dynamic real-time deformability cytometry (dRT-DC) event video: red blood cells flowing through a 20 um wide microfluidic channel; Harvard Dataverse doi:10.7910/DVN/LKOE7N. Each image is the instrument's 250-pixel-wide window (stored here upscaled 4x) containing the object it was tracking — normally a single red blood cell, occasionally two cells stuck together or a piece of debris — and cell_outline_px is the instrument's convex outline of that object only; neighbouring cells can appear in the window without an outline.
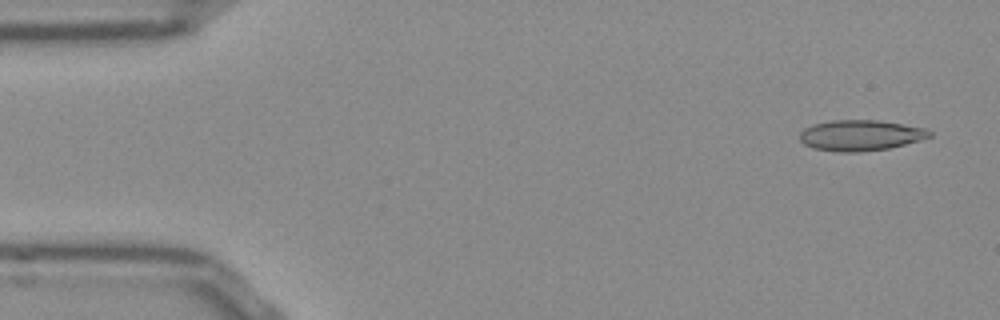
{"species": "Egyptian fruit bat (a non-hibernating species)", "species_latin": "Rousettus aegyptiacus", "temperature_condition": "room temperature", "stored_images_in_passage": 52, "camera_frame_rate_fps": 3000, "um_per_image_px": 0.085, "frame": {"image": 1, "passage_image": 3, "time_ms": 0.667, "image_size_px": [1000, 320], "cell_outline_px": [[932, 136], [920, 140], [888, 148], [860, 152], [836, 152], [812, 148], [804, 144], [800, 140], [800, 132], [804, 128], [812, 124], [832, 120], [880, 120], [928, 128], [932, 132]], "centroid_in_image_um": [73.14, 11.5], "position_along_channel_um": 11.9, "area_um2": 23.47}}
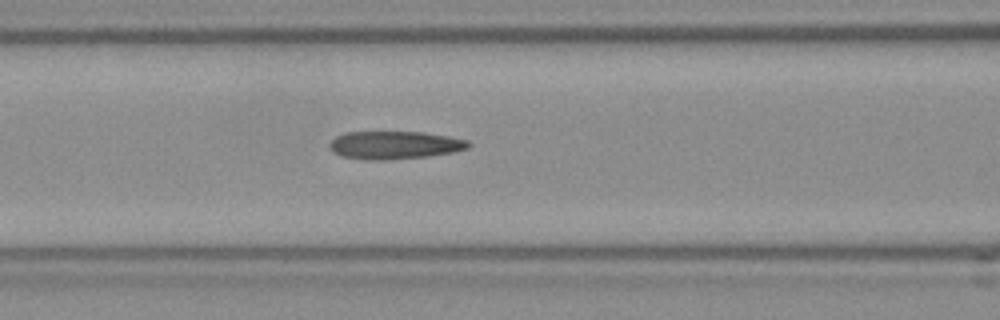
{"frame": {"image": 2, "passage_image": 21, "time_ms": 6.667, "image_size_px": [1000, 320], "cell_outline_px": [[472, 144], [468, 148], [452, 152], [428, 156], [388, 160], [364, 160], [340, 156], [332, 152], [328, 144], [336, 136], [344, 132], [424, 132], [448, 136], [468, 140]], "centroid_in_image_um": [33.51, 12.33], "position_along_channel_um": 133.1, "area_um2": 22.83}}
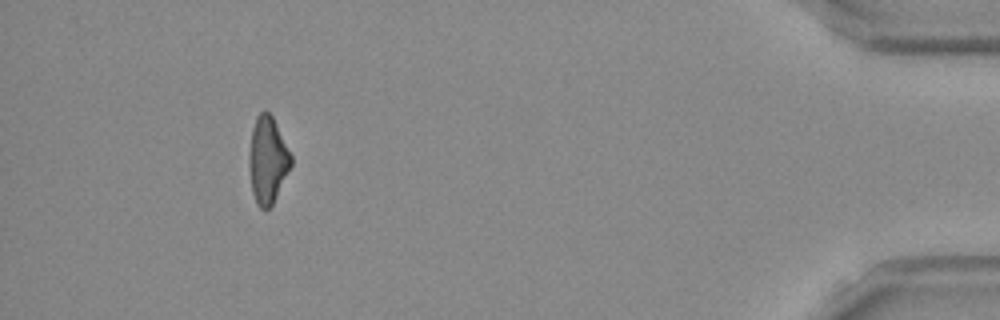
{"frame": {"image": 3, "passage_image": 48, "time_ms": 15.667, "image_size_px": [1000, 320], "cell_outline_px": [[292, 164], [272, 204], [268, 208], [260, 208], [256, 204], [252, 192], [248, 164], [248, 160], [252, 128], [256, 116], [264, 108], [272, 116], [292, 156]], "centroid_in_image_um": [22.72, 13.58], "position_along_channel_um": 412.5, "area_um2": 21.1}, "authors_computed_cell_mechanics": {"area_um2": 22.5709, "velocity_mm_per_s": 3.8576, "shape_relaxation_time_tau1_ms": null, "shape_relaxation_time_tau2_ms": 2.8114, "deformation_change_tau1": null, "deformation_change_tau2": 0.1305}}